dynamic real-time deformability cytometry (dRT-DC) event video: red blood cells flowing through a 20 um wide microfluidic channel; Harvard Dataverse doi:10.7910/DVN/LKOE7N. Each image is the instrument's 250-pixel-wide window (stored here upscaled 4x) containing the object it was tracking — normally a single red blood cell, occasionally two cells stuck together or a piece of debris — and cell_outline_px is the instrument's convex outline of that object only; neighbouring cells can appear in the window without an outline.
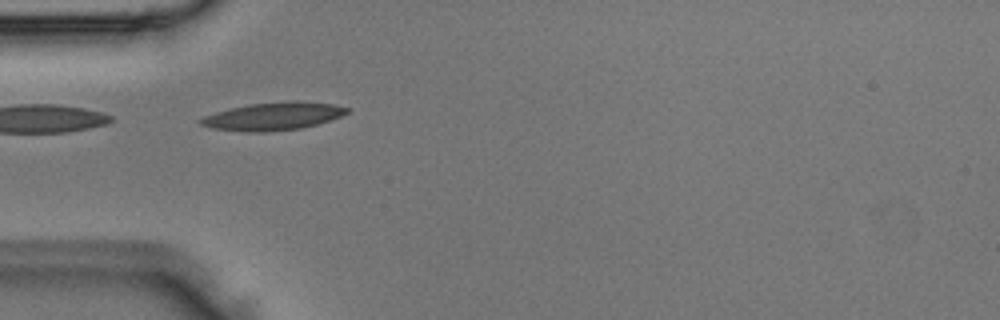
{"species": "Egyptian fruit bat (a non-hibernating species)", "species_latin": "Rousettus aegyptiacus", "temperature_condition": "room temperature", "stored_images_in_passage": 5, "camera_frame_rate_fps": 3000, "um_per_image_px": 0.085, "animal": {"sex": "male"}, "frame": {"image": 1, "passage_image": 4, "time_ms": 1.0, "image_size_px": [1000, 320], "cell_outline_px": [[352, 108], [348, 112], [340, 116], [316, 124], [300, 128], [264, 132], [244, 132], [212, 128], [200, 124], [200, 120], [204, 116], [216, 112], [232, 108], [252, 104], [296, 100], [332, 104]], "centroid_in_image_um": [23.24, 9.88], "position_along_channel_um": 61.8, "area_um2": 23.41}}